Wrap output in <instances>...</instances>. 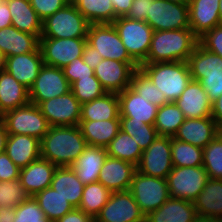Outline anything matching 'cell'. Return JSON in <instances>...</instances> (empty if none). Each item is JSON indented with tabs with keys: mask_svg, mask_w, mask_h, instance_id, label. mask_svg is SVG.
I'll use <instances>...</instances> for the list:
<instances>
[{
	"mask_svg": "<svg viewBox=\"0 0 222 222\" xmlns=\"http://www.w3.org/2000/svg\"><path fill=\"white\" fill-rule=\"evenodd\" d=\"M12 17L11 25L21 32L36 35L42 34V20L30 4L29 0H6Z\"/></svg>",
	"mask_w": 222,
	"mask_h": 222,
	"instance_id": "30",
	"label": "cell"
},
{
	"mask_svg": "<svg viewBox=\"0 0 222 222\" xmlns=\"http://www.w3.org/2000/svg\"><path fill=\"white\" fill-rule=\"evenodd\" d=\"M87 146L78 125L50 126L40 140L41 158L57 167L71 166Z\"/></svg>",
	"mask_w": 222,
	"mask_h": 222,
	"instance_id": "1",
	"label": "cell"
},
{
	"mask_svg": "<svg viewBox=\"0 0 222 222\" xmlns=\"http://www.w3.org/2000/svg\"><path fill=\"white\" fill-rule=\"evenodd\" d=\"M89 26L76 5L70 2L42 21L40 38H86Z\"/></svg>",
	"mask_w": 222,
	"mask_h": 222,
	"instance_id": "4",
	"label": "cell"
},
{
	"mask_svg": "<svg viewBox=\"0 0 222 222\" xmlns=\"http://www.w3.org/2000/svg\"><path fill=\"white\" fill-rule=\"evenodd\" d=\"M56 222H95V218L85 214L78 208H74L72 211L68 212Z\"/></svg>",
	"mask_w": 222,
	"mask_h": 222,
	"instance_id": "54",
	"label": "cell"
},
{
	"mask_svg": "<svg viewBox=\"0 0 222 222\" xmlns=\"http://www.w3.org/2000/svg\"><path fill=\"white\" fill-rule=\"evenodd\" d=\"M120 129L132 136L142 150L147 149L158 136L154 125L132 121V118H120Z\"/></svg>",
	"mask_w": 222,
	"mask_h": 222,
	"instance_id": "42",
	"label": "cell"
},
{
	"mask_svg": "<svg viewBox=\"0 0 222 222\" xmlns=\"http://www.w3.org/2000/svg\"><path fill=\"white\" fill-rule=\"evenodd\" d=\"M199 44L207 51L222 57V25L207 31L199 38Z\"/></svg>",
	"mask_w": 222,
	"mask_h": 222,
	"instance_id": "48",
	"label": "cell"
},
{
	"mask_svg": "<svg viewBox=\"0 0 222 222\" xmlns=\"http://www.w3.org/2000/svg\"><path fill=\"white\" fill-rule=\"evenodd\" d=\"M166 1H170V2H174V3H189V0H166Z\"/></svg>",
	"mask_w": 222,
	"mask_h": 222,
	"instance_id": "63",
	"label": "cell"
},
{
	"mask_svg": "<svg viewBox=\"0 0 222 222\" xmlns=\"http://www.w3.org/2000/svg\"><path fill=\"white\" fill-rule=\"evenodd\" d=\"M206 91L209 100L213 103L222 94V76L204 77L198 81Z\"/></svg>",
	"mask_w": 222,
	"mask_h": 222,
	"instance_id": "51",
	"label": "cell"
},
{
	"mask_svg": "<svg viewBox=\"0 0 222 222\" xmlns=\"http://www.w3.org/2000/svg\"><path fill=\"white\" fill-rule=\"evenodd\" d=\"M187 63L194 81L204 77L222 76V57L207 51L200 44L189 56Z\"/></svg>",
	"mask_w": 222,
	"mask_h": 222,
	"instance_id": "32",
	"label": "cell"
},
{
	"mask_svg": "<svg viewBox=\"0 0 222 222\" xmlns=\"http://www.w3.org/2000/svg\"><path fill=\"white\" fill-rule=\"evenodd\" d=\"M193 204L197 214L222 219V180L210 178Z\"/></svg>",
	"mask_w": 222,
	"mask_h": 222,
	"instance_id": "34",
	"label": "cell"
},
{
	"mask_svg": "<svg viewBox=\"0 0 222 222\" xmlns=\"http://www.w3.org/2000/svg\"><path fill=\"white\" fill-rule=\"evenodd\" d=\"M129 191L145 217L160 208L170 198L166 179L148 176L137 170Z\"/></svg>",
	"mask_w": 222,
	"mask_h": 222,
	"instance_id": "6",
	"label": "cell"
},
{
	"mask_svg": "<svg viewBox=\"0 0 222 222\" xmlns=\"http://www.w3.org/2000/svg\"><path fill=\"white\" fill-rule=\"evenodd\" d=\"M137 171L153 177L166 179L173 169L171 159V137L157 136L141 155Z\"/></svg>",
	"mask_w": 222,
	"mask_h": 222,
	"instance_id": "13",
	"label": "cell"
},
{
	"mask_svg": "<svg viewBox=\"0 0 222 222\" xmlns=\"http://www.w3.org/2000/svg\"><path fill=\"white\" fill-rule=\"evenodd\" d=\"M95 222H145V215L129 190L118 191L111 193Z\"/></svg>",
	"mask_w": 222,
	"mask_h": 222,
	"instance_id": "14",
	"label": "cell"
},
{
	"mask_svg": "<svg viewBox=\"0 0 222 222\" xmlns=\"http://www.w3.org/2000/svg\"><path fill=\"white\" fill-rule=\"evenodd\" d=\"M138 68L136 62L103 59L94 73L106 92L119 93L130 86L132 74Z\"/></svg>",
	"mask_w": 222,
	"mask_h": 222,
	"instance_id": "16",
	"label": "cell"
},
{
	"mask_svg": "<svg viewBox=\"0 0 222 222\" xmlns=\"http://www.w3.org/2000/svg\"><path fill=\"white\" fill-rule=\"evenodd\" d=\"M148 23L153 31L190 28L188 3H174L166 0H154L150 3Z\"/></svg>",
	"mask_w": 222,
	"mask_h": 222,
	"instance_id": "9",
	"label": "cell"
},
{
	"mask_svg": "<svg viewBox=\"0 0 222 222\" xmlns=\"http://www.w3.org/2000/svg\"><path fill=\"white\" fill-rule=\"evenodd\" d=\"M210 179L203 166L173 167L166 180L170 197L193 202Z\"/></svg>",
	"mask_w": 222,
	"mask_h": 222,
	"instance_id": "8",
	"label": "cell"
},
{
	"mask_svg": "<svg viewBox=\"0 0 222 222\" xmlns=\"http://www.w3.org/2000/svg\"><path fill=\"white\" fill-rule=\"evenodd\" d=\"M218 136L222 139V127L218 128Z\"/></svg>",
	"mask_w": 222,
	"mask_h": 222,
	"instance_id": "65",
	"label": "cell"
},
{
	"mask_svg": "<svg viewBox=\"0 0 222 222\" xmlns=\"http://www.w3.org/2000/svg\"><path fill=\"white\" fill-rule=\"evenodd\" d=\"M106 150L109 157L130 162L135 166L138 165L143 153L134 138L122 130L112 139Z\"/></svg>",
	"mask_w": 222,
	"mask_h": 222,
	"instance_id": "37",
	"label": "cell"
},
{
	"mask_svg": "<svg viewBox=\"0 0 222 222\" xmlns=\"http://www.w3.org/2000/svg\"><path fill=\"white\" fill-rule=\"evenodd\" d=\"M117 17L125 16L131 8L133 0H111Z\"/></svg>",
	"mask_w": 222,
	"mask_h": 222,
	"instance_id": "55",
	"label": "cell"
},
{
	"mask_svg": "<svg viewBox=\"0 0 222 222\" xmlns=\"http://www.w3.org/2000/svg\"><path fill=\"white\" fill-rule=\"evenodd\" d=\"M64 75L71 85L78 78L95 76L94 70L89 67L82 57H79L63 68Z\"/></svg>",
	"mask_w": 222,
	"mask_h": 222,
	"instance_id": "47",
	"label": "cell"
},
{
	"mask_svg": "<svg viewBox=\"0 0 222 222\" xmlns=\"http://www.w3.org/2000/svg\"><path fill=\"white\" fill-rule=\"evenodd\" d=\"M20 168L5 152L0 153V181H12L19 178Z\"/></svg>",
	"mask_w": 222,
	"mask_h": 222,
	"instance_id": "50",
	"label": "cell"
},
{
	"mask_svg": "<svg viewBox=\"0 0 222 222\" xmlns=\"http://www.w3.org/2000/svg\"><path fill=\"white\" fill-rule=\"evenodd\" d=\"M81 103L72 91L41 102L38 107L50 126H76L80 123Z\"/></svg>",
	"mask_w": 222,
	"mask_h": 222,
	"instance_id": "15",
	"label": "cell"
},
{
	"mask_svg": "<svg viewBox=\"0 0 222 222\" xmlns=\"http://www.w3.org/2000/svg\"><path fill=\"white\" fill-rule=\"evenodd\" d=\"M39 48V38L15 27L0 29V51L6 56H15L35 52Z\"/></svg>",
	"mask_w": 222,
	"mask_h": 222,
	"instance_id": "27",
	"label": "cell"
},
{
	"mask_svg": "<svg viewBox=\"0 0 222 222\" xmlns=\"http://www.w3.org/2000/svg\"><path fill=\"white\" fill-rule=\"evenodd\" d=\"M211 118L216 122L217 127H222V94L212 103Z\"/></svg>",
	"mask_w": 222,
	"mask_h": 222,
	"instance_id": "56",
	"label": "cell"
},
{
	"mask_svg": "<svg viewBox=\"0 0 222 222\" xmlns=\"http://www.w3.org/2000/svg\"><path fill=\"white\" fill-rule=\"evenodd\" d=\"M120 119L117 93L107 92L99 98L81 105L80 121Z\"/></svg>",
	"mask_w": 222,
	"mask_h": 222,
	"instance_id": "29",
	"label": "cell"
},
{
	"mask_svg": "<svg viewBox=\"0 0 222 222\" xmlns=\"http://www.w3.org/2000/svg\"><path fill=\"white\" fill-rule=\"evenodd\" d=\"M57 166L43 158L31 162L20 169L19 179L30 196L48 188L51 185Z\"/></svg>",
	"mask_w": 222,
	"mask_h": 222,
	"instance_id": "24",
	"label": "cell"
},
{
	"mask_svg": "<svg viewBox=\"0 0 222 222\" xmlns=\"http://www.w3.org/2000/svg\"><path fill=\"white\" fill-rule=\"evenodd\" d=\"M219 8H220L219 24L222 25V0L219 1Z\"/></svg>",
	"mask_w": 222,
	"mask_h": 222,
	"instance_id": "62",
	"label": "cell"
},
{
	"mask_svg": "<svg viewBox=\"0 0 222 222\" xmlns=\"http://www.w3.org/2000/svg\"><path fill=\"white\" fill-rule=\"evenodd\" d=\"M137 168L134 164L107 156L99 174L98 182L111 192L127 191Z\"/></svg>",
	"mask_w": 222,
	"mask_h": 222,
	"instance_id": "17",
	"label": "cell"
},
{
	"mask_svg": "<svg viewBox=\"0 0 222 222\" xmlns=\"http://www.w3.org/2000/svg\"><path fill=\"white\" fill-rule=\"evenodd\" d=\"M111 193L109 189L98 181L87 184L82 192V199L78 209L95 218L108 202Z\"/></svg>",
	"mask_w": 222,
	"mask_h": 222,
	"instance_id": "39",
	"label": "cell"
},
{
	"mask_svg": "<svg viewBox=\"0 0 222 222\" xmlns=\"http://www.w3.org/2000/svg\"><path fill=\"white\" fill-rule=\"evenodd\" d=\"M83 61L91 67L93 70L97 67V65L103 60L101 54L98 53V50L91 47L86 43L84 46V51L82 55Z\"/></svg>",
	"mask_w": 222,
	"mask_h": 222,
	"instance_id": "53",
	"label": "cell"
},
{
	"mask_svg": "<svg viewBox=\"0 0 222 222\" xmlns=\"http://www.w3.org/2000/svg\"><path fill=\"white\" fill-rule=\"evenodd\" d=\"M130 87L157 107L169 103L164 93L152 83L150 78L140 68L133 72Z\"/></svg>",
	"mask_w": 222,
	"mask_h": 222,
	"instance_id": "41",
	"label": "cell"
},
{
	"mask_svg": "<svg viewBox=\"0 0 222 222\" xmlns=\"http://www.w3.org/2000/svg\"><path fill=\"white\" fill-rule=\"evenodd\" d=\"M154 0H133L131 8L125 17L133 20L146 22L147 15L150 13V3Z\"/></svg>",
	"mask_w": 222,
	"mask_h": 222,
	"instance_id": "52",
	"label": "cell"
},
{
	"mask_svg": "<svg viewBox=\"0 0 222 222\" xmlns=\"http://www.w3.org/2000/svg\"><path fill=\"white\" fill-rule=\"evenodd\" d=\"M119 98L120 118H132L154 125L158 107L136 93L130 86L117 93Z\"/></svg>",
	"mask_w": 222,
	"mask_h": 222,
	"instance_id": "18",
	"label": "cell"
},
{
	"mask_svg": "<svg viewBox=\"0 0 222 222\" xmlns=\"http://www.w3.org/2000/svg\"><path fill=\"white\" fill-rule=\"evenodd\" d=\"M1 119L5 123L8 134L29 135L39 140L44 137L50 128L40 108L31 103L6 111Z\"/></svg>",
	"mask_w": 222,
	"mask_h": 222,
	"instance_id": "7",
	"label": "cell"
},
{
	"mask_svg": "<svg viewBox=\"0 0 222 222\" xmlns=\"http://www.w3.org/2000/svg\"><path fill=\"white\" fill-rule=\"evenodd\" d=\"M69 91L71 87L63 69L44 64L29 88V100L31 104L38 106L43 101L62 96Z\"/></svg>",
	"mask_w": 222,
	"mask_h": 222,
	"instance_id": "12",
	"label": "cell"
},
{
	"mask_svg": "<svg viewBox=\"0 0 222 222\" xmlns=\"http://www.w3.org/2000/svg\"><path fill=\"white\" fill-rule=\"evenodd\" d=\"M31 6L43 21L53 15L56 11L64 8L70 0H29Z\"/></svg>",
	"mask_w": 222,
	"mask_h": 222,
	"instance_id": "49",
	"label": "cell"
},
{
	"mask_svg": "<svg viewBox=\"0 0 222 222\" xmlns=\"http://www.w3.org/2000/svg\"><path fill=\"white\" fill-rule=\"evenodd\" d=\"M107 156L106 148L88 145L70 167L75 171L77 178L87 185L98 181Z\"/></svg>",
	"mask_w": 222,
	"mask_h": 222,
	"instance_id": "25",
	"label": "cell"
},
{
	"mask_svg": "<svg viewBox=\"0 0 222 222\" xmlns=\"http://www.w3.org/2000/svg\"><path fill=\"white\" fill-rule=\"evenodd\" d=\"M173 167L203 166V149L171 137Z\"/></svg>",
	"mask_w": 222,
	"mask_h": 222,
	"instance_id": "40",
	"label": "cell"
},
{
	"mask_svg": "<svg viewBox=\"0 0 222 222\" xmlns=\"http://www.w3.org/2000/svg\"><path fill=\"white\" fill-rule=\"evenodd\" d=\"M6 56L0 51V72L5 70Z\"/></svg>",
	"mask_w": 222,
	"mask_h": 222,
	"instance_id": "61",
	"label": "cell"
},
{
	"mask_svg": "<svg viewBox=\"0 0 222 222\" xmlns=\"http://www.w3.org/2000/svg\"><path fill=\"white\" fill-rule=\"evenodd\" d=\"M8 137V132L4 121L0 120V153L5 152L6 141Z\"/></svg>",
	"mask_w": 222,
	"mask_h": 222,
	"instance_id": "59",
	"label": "cell"
},
{
	"mask_svg": "<svg viewBox=\"0 0 222 222\" xmlns=\"http://www.w3.org/2000/svg\"><path fill=\"white\" fill-rule=\"evenodd\" d=\"M5 153L20 169L41 158L40 140L29 135L8 134Z\"/></svg>",
	"mask_w": 222,
	"mask_h": 222,
	"instance_id": "23",
	"label": "cell"
},
{
	"mask_svg": "<svg viewBox=\"0 0 222 222\" xmlns=\"http://www.w3.org/2000/svg\"><path fill=\"white\" fill-rule=\"evenodd\" d=\"M217 135L218 127L211 117L185 118L174 138L203 149Z\"/></svg>",
	"mask_w": 222,
	"mask_h": 222,
	"instance_id": "20",
	"label": "cell"
},
{
	"mask_svg": "<svg viewBox=\"0 0 222 222\" xmlns=\"http://www.w3.org/2000/svg\"><path fill=\"white\" fill-rule=\"evenodd\" d=\"M87 44L98 50L103 59L135 62L128 54L113 24H90Z\"/></svg>",
	"mask_w": 222,
	"mask_h": 222,
	"instance_id": "10",
	"label": "cell"
},
{
	"mask_svg": "<svg viewBox=\"0 0 222 222\" xmlns=\"http://www.w3.org/2000/svg\"><path fill=\"white\" fill-rule=\"evenodd\" d=\"M193 222H222V219L197 214Z\"/></svg>",
	"mask_w": 222,
	"mask_h": 222,
	"instance_id": "60",
	"label": "cell"
},
{
	"mask_svg": "<svg viewBox=\"0 0 222 222\" xmlns=\"http://www.w3.org/2000/svg\"><path fill=\"white\" fill-rule=\"evenodd\" d=\"M45 215L34 197H30L16 207V216L13 222H40Z\"/></svg>",
	"mask_w": 222,
	"mask_h": 222,
	"instance_id": "46",
	"label": "cell"
},
{
	"mask_svg": "<svg viewBox=\"0 0 222 222\" xmlns=\"http://www.w3.org/2000/svg\"><path fill=\"white\" fill-rule=\"evenodd\" d=\"M86 43V38H39L44 64L62 69L82 57Z\"/></svg>",
	"mask_w": 222,
	"mask_h": 222,
	"instance_id": "11",
	"label": "cell"
},
{
	"mask_svg": "<svg viewBox=\"0 0 222 222\" xmlns=\"http://www.w3.org/2000/svg\"><path fill=\"white\" fill-rule=\"evenodd\" d=\"M16 216V208L1 207L0 222H13Z\"/></svg>",
	"mask_w": 222,
	"mask_h": 222,
	"instance_id": "58",
	"label": "cell"
},
{
	"mask_svg": "<svg viewBox=\"0 0 222 222\" xmlns=\"http://www.w3.org/2000/svg\"><path fill=\"white\" fill-rule=\"evenodd\" d=\"M198 44L199 38L190 28L154 31L144 63L187 62Z\"/></svg>",
	"mask_w": 222,
	"mask_h": 222,
	"instance_id": "2",
	"label": "cell"
},
{
	"mask_svg": "<svg viewBox=\"0 0 222 222\" xmlns=\"http://www.w3.org/2000/svg\"><path fill=\"white\" fill-rule=\"evenodd\" d=\"M90 24H112L117 16L111 0H70Z\"/></svg>",
	"mask_w": 222,
	"mask_h": 222,
	"instance_id": "35",
	"label": "cell"
},
{
	"mask_svg": "<svg viewBox=\"0 0 222 222\" xmlns=\"http://www.w3.org/2000/svg\"><path fill=\"white\" fill-rule=\"evenodd\" d=\"M50 187L67 199L74 208L79 207L85 185L70 166L56 168Z\"/></svg>",
	"mask_w": 222,
	"mask_h": 222,
	"instance_id": "31",
	"label": "cell"
},
{
	"mask_svg": "<svg viewBox=\"0 0 222 222\" xmlns=\"http://www.w3.org/2000/svg\"><path fill=\"white\" fill-rule=\"evenodd\" d=\"M40 222H56V221L51 220V219H49V218H47V217L45 216L44 218H42V219L40 220Z\"/></svg>",
	"mask_w": 222,
	"mask_h": 222,
	"instance_id": "64",
	"label": "cell"
},
{
	"mask_svg": "<svg viewBox=\"0 0 222 222\" xmlns=\"http://www.w3.org/2000/svg\"><path fill=\"white\" fill-rule=\"evenodd\" d=\"M116 28L129 56L140 66L147 59L153 29L145 21L117 17L112 23Z\"/></svg>",
	"mask_w": 222,
	"mask_h": 222,
	"instance_id": "5",
	"label": "cell"
},
{
	"mask_svg": "<svg viewBox=\"0 0 222 222\" xmlns=\"http://www.w3.org/2000/svg\"><path fill=\"white\" fill-rule=\"evenodd\" d=\"M44 65L40 48L35 52L6 57L5 70L28 89Z\"/></svg>",
	"mask_w": 222,
	"mask_h": 222,
	"instance_id": "19",
	"label": "cell"
},
{
	"mask_svg": "<svg viewBox=\"0 0 222 222\" xmlns=\"http://www.w3.org/2000/svg\"><path fill=\"white\" fill-rule=\"evenodd\" d=\"M175 104L185 118L211 117L212 102L198 81L191 80Z\"/></svg>",
	"mask_w": 222,
	"mask_h": 222,
	"instance_id": "21",
	"label": "cell"
},
{
	"mask_svg": "<svg viewBox=\"0 0 222 222\" xmlns=\"http://www.w3.org/2000/svg\"><path fill=\"white\" fill-rule=\"evenodd\" d=\"M89 146L106 148L120 129V119L80 121L78 125Z\"/></svg>",
	"mask_w": 222,
	"mask_h": 222,
	"instance_id": "33",
	"label": "cell"
},
{
	"mask_svg": "<svg viewBox=\"0 0 222 222\" xmlns=\"http://www.w3.org/2000/svg\"><path fill=\"white\" fill-rule=\"evenodd\" d=\"M12 17L7 2L0 4V29L11 26Z\"/></svg>",
	"mask_w": 222,
	"mask_h": 222,
	"instance_id": "57",
	"label": "cell"
},
{
	"mask_svg": "<svg viewBox=\"0 0 222 222\" xmlns=\"http://www.w3.org/2000/svg\"><path fill=\"white\" fill-rule=\"evenodd\" d=\"M4 2H6V0H0V4H2V3H4Z\"/></svg>",
	"mask_w": 222,
	"mask_h": 222,
	"instance_id": "66",
	"label": "cell"
},
{
	"mask_svg": "<svg viewBox=\"0 0 222 222\" xmlns=\"http://www.w3.org/2000/svg\"><path fill=\"white\" fill-rule=\"evenodd\" d=\"M29 103V89L6 70L0 72V114Z\"/></svg>",
	"mask_w": 222,
	"mask_h": 222,
	"instance_id": "28",
	"label": "cell"
},
{
	"mask_svg": "<svg viewBox=\"0 0 222 222\" xmlns=\"http://www.w3.org/2000/svg\"><path fill=\"white\" fill-rule=\"evenodd\" d=\"M70 87L74 96L81 104L91 102L107 93L96 76L78 78Z\"/></svg>",
	"mask_w": 222,
	"mask_h": 222,
	"instance_id": "44",
	"label": "cell"
},
{
	"mask_svg": "<svg viewBox=\"0 0 222 222\" xmlns=\"http://www.w3.org/2000/svg\"><path fill=\"white\" fill-rule=\"evenodd\" d=\"M33 197L44 215L54 221H57L74 209L73 205L67 199L63 198L50 186L36 193Z\"/></svg>",
	"mask_w": 222,
	"mask_h": 222,
	"instance_id": "36",
	"label": "cell"
},
{
	"mask_svg": "<svg viewBox=\"0 0 222 222\" xmlns=\"http://www.w3.org/2000/svg\"><path fill=\"white\" fill-rule=\"evenodd\" d=\"M139 68L161 90L169 102H175L192 80L187 62L143 63Z\"/></svg>",
	"mask_w": 222,
	"mask_h": 222,
	"instance_id": "3",
	"label": "cell"
},
{
	"mask_svg": "<svg viewBox=\"0 0 222 222\" xmlns=\"http://www.w3.org/2000/svg\"><path fill=\"white\" fill-rule=\"evenodd\" d=\"M31 196L22 186L20 179L0 181V208H16Z\"/></svg>",
	"mask_w": 222,
	"mask_h": 222,
	"instance_id": "45",
	"label": "cell"
},
{
	"mask_svg": "<svg viewBox=\"0 0 222 222\" xmlns=\"http://www.w3.org/2000/svg\"><path fill=\"white\" fill-rule=\"evenodd\" d=\"M220 0H189L190 29L198 37L219 24Z\"/></svg>",
	"mask_w": 222,
	"mask_h": 222,
	"instance_id": "22",
	"label": "cell"
},
{
	"mask_svg": "<svg viewBox=\"0 0 222 222\" xmlns=\"http://www.w3.org/2000/svg\"><path fill=\"white\" fill-rule=\"evenodd\" d=\"M203 167L211 179L222 180V139L218 135L203 148Z\"/></svg>",
	"mask_w": 222,
	"mask_h": 222,
	"instance_id": "43",
	"label": "cell"
},
{
	"mask_svg": "<svg viewBox=\"0 0 222 222\" xmlns=\"http://www.w3.org/2000/svg\"><path fill=\"white\" fill-rule=\"evenodd\" d=\"M196 215L193 202L170 197L160 208L150 212L145 222H193Z\"/></svg>",
	"mask_w": 222,
	"mask_h": 222,
	"instance_id": "26",
	"label": "cell"
},
{
	"mask_svg": "<svg viewBox=\"0 0 222 222\" xmlns=\"http://www.w3.org/2000/svg\"><path fill=\"white\" fill-rule=\"evenodd\" d=\"M184 120L183 112L175 102H169L158 107L154 127L158 136L174 137Z\"/></svg>",
	"mask_w": 222,
	"mask_h": 222,
	"instance_id": "38",
	"label": "cell"
}]
</instances>
